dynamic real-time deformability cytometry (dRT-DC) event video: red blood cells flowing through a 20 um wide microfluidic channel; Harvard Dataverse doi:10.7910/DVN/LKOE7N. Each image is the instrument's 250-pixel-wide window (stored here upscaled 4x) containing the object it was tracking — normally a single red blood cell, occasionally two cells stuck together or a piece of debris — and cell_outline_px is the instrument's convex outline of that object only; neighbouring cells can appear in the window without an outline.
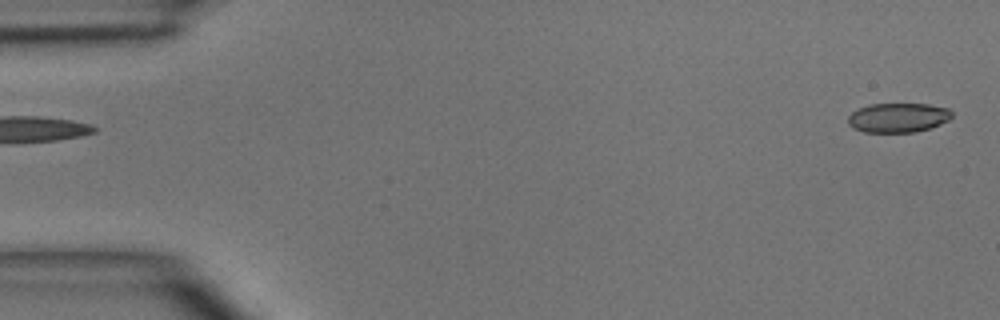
{"species": "common noctule bat (a hibernating species)", "species_latin": "Nyctalus noctula", "temperature_condition": "room temperature", "stored_images_in_passage": 4, "segment_of_instrument_passage": [2, 2], "camera_frame_rate_fps": 3000, "um_per_image_px": 0.085, "animal": {"sex": "male", "body_mass_g": 15.6}, "frame": {"image": 1, "passage_image": 4, "time_ms": 4.333, "image_size_px": [1000, 320], "cell_outline_px": [[952, 116], [948, 120], [940, 124], [916, 132], [864, 132], [848, 124], [848, 116], [852, 112], [868, 104], [928, 104], [948, 108], [952, 112]], "centroid_in_image_um": [76.34, 9.99], "position_along_channel_um": 8.7, "area_um2": 17.69}}